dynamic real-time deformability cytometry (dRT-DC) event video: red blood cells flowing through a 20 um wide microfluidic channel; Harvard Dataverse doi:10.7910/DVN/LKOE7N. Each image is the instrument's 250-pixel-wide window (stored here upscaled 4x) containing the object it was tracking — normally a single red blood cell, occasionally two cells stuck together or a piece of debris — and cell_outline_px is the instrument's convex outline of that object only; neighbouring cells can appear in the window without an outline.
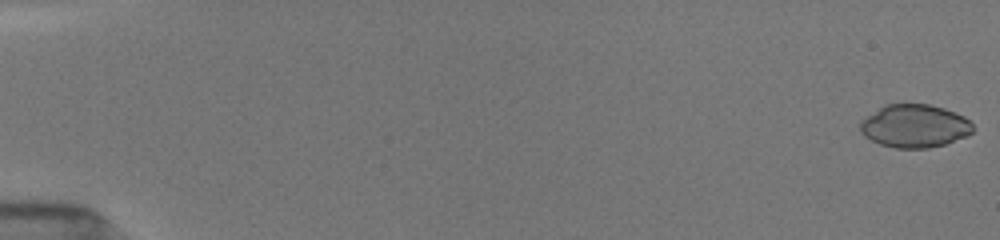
{"species": "common noctule bat (a hibernating species)", "species_latin": "Nyctalus noctula", "temperature_condition": "room temperature", "stored_images_in_passage": 27, "camera_frame_rate_fps": 3000, "um_per_image_px": 0.085, "animal": {"sex": "female", "body_mass_g": 19.5, "forearm_length_mm": 54.1}, "frame": {"image": 1, "passage_image": 1, "time_ms": 0.0, "image_size_px": [1000, 240], "cell_outline_px": [[972, 132], [968, 136], [944, 144], [928, 148], [896, 148], [880, 144], [864, 136], [860, 132], [860, 120], [880, 108], [888, 104], [928, 104], [944, 108], [964, 116], [972, 124]], "centroid_in_image_um": [77.74, 10.71], "position_along_channel_um": 7.3, "area_um2": 28.15}}
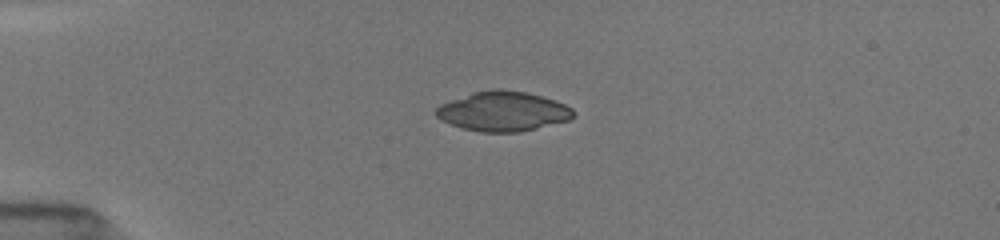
{"frame": {"image": 2, "passage_image": 12, "time_ms": 4.333, "image_size_px": [1000, 240], "cell_outline_px": [[572, 116], [568, 120], [520, 132], [480, 132], [464, 128], [452, 124], [436, 116], [436, 108], [440, 104], [472, 92], [492, 88], [500, 88], [528, 92], [556, 100], [572, 108]], "centroid_in_image_um": [42.75, 9.44], "position_along_channel_um": 42.2, "area_um2": 31.62}}